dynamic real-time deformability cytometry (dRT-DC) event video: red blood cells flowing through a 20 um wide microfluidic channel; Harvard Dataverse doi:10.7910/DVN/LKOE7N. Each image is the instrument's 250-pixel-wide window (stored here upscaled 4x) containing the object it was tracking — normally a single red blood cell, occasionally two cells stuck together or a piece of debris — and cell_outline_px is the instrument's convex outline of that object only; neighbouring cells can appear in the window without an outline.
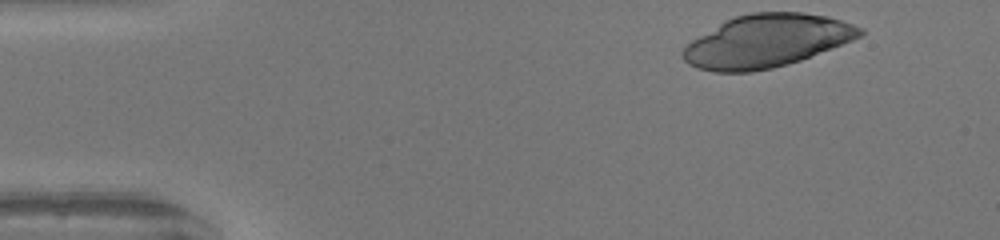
{"species": "human", "species_latin": "Homo sapiens", "temperature_condition": "warm", "stored_images_in_passage": 35, "camera_frame_rate_fps": 3000, "um_per_image_px": 0.085, "donor": {"sex": "female"}, "frame": {"image": 1, "passage_image": 1, "time_ms": 0.0, "image_size_px": [1000, 240], "cell_outline_px": [[864, 32], [860, 36], [852, 40], [800, 60], [788, 64], [772, 68], [752, 72], [716, 72], [696, 68], [688, 64], [680, 56], [680, 52], [692, 40], [724, 20], [736, 16], [752, 12], [804, 12], [828, 16], [864, 28]], "centroid_in_image_um": [65.13, 3.48], "position_along_channel_um": 19.9, "area_um2": 54.45}}